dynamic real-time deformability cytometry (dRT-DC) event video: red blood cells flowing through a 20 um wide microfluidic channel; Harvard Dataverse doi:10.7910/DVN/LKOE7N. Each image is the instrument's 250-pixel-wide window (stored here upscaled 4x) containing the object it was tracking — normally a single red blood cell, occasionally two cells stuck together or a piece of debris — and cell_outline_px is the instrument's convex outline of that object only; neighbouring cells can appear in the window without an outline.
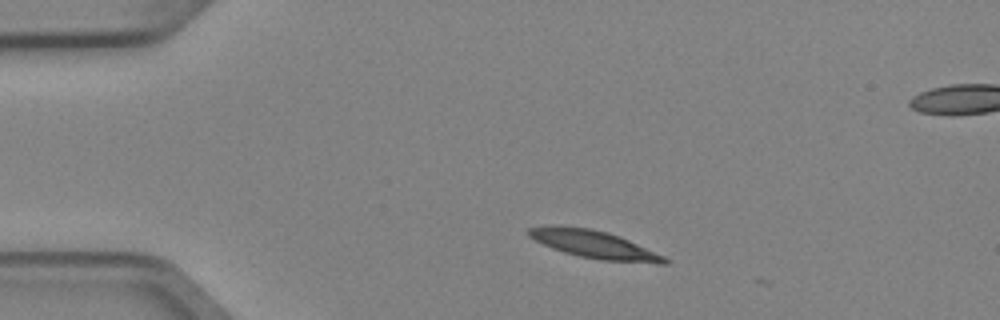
{"species": "Egyptian fruit bat (a non-hibernating species)", "species_latin": "Rousettus aegyptiacus", "temperature_condition": "cold", "stored_images_in_passage": 2, "camera_frame_rate_fps": 3000, "um_per_image_px": 0.085, "animal": {"sex": "female"}, "frame": {"image": 1, "passage_image": 1, "time_ms": 0.0, "image_size_px": [1000, 320], "cell_outline_px": [[668, 264], [656, 264], [600, 260], [580, 256], [564, 252], [552, 248], [528, 236], [528, 228], [592, 228], [608, 232], [620, 236], [664, 256], [668, 260]], "centroid_in_image_um": [50.64, 20.83], "position_along_channel_um": 34.4, "area_um2": 21.21}}